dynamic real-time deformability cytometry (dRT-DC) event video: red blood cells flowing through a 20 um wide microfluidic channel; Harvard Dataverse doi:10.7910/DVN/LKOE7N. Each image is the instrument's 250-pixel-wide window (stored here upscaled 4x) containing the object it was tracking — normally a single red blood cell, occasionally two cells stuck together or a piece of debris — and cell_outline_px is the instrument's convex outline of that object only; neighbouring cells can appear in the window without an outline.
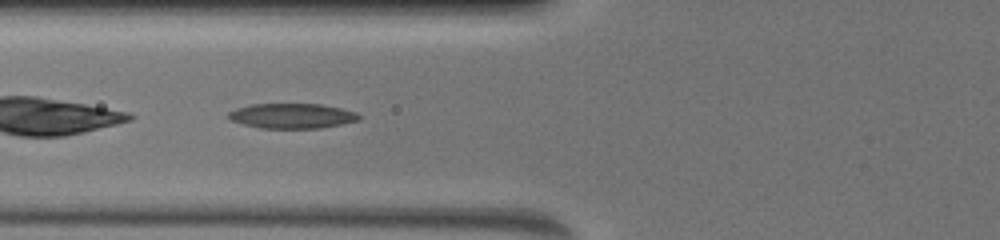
{"species": "common noctule bat (a hibernating species)", "species_latin": "Nyctalus noctula", "temperature_condition": "warm", "stored_images_in_passage": 31, "camera_frame_rate_fps": 3000, "um_per_image_px": 0.085, "animal": {"sex": "female", "body_mass_g": 19.5, "forearm_length_mm": 54.1}, "frame": {"image": 1, "passage_image": 10, "time_ms": 6.667, "image_size_px": [1000, 240], "cell_outline_px": [[360, 120], [320, 128], [260, 128], [228, 120], [228, 112], [236, 108], [252, 104], [320, 104], [340, 108], [356, 112], [360, 116]], "centroid_in_image_um": [24.79, 9.85], "position_along_channel_um": 101.0, "area_um2": 18.96}}
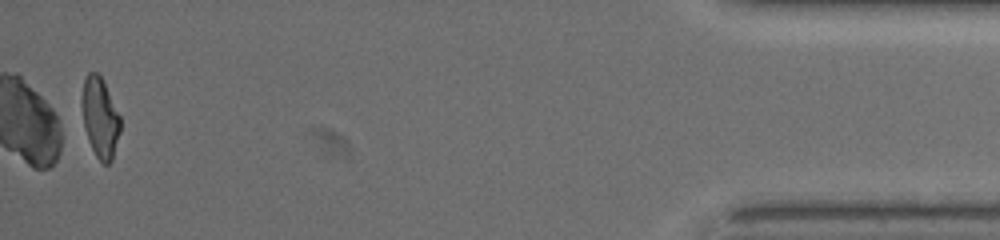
{"frame": {"image": 2, "passage_image": 31, "time_ms": 16.667, "image_size_px": [1000, 240], "cell_outline_px": [[120, 132], [112, 160], [108, 164], [104, 164], [96, 156], [88, 140], [84, 124], [80, 104], [80, 96], [84, 80], [88, 72], [96, 72], [100, 76], [120, 116]], "centroid_in_image_um": [8.48, 9.99], "position_along_channel_um": 426.7, "area_um2": 17.86}, "authors_computed_cell_mechanics": {"area_um2": 19.363, "velocity_mm_per_s": 3.9984, "shape_relaxation_time_tau1_ms": 4.2614, "shape_relaxation_time_tau2_ms": 2.6777, "deformation_change_tau1": 0.1749, "deformation_change_tau2": 0.1041}}